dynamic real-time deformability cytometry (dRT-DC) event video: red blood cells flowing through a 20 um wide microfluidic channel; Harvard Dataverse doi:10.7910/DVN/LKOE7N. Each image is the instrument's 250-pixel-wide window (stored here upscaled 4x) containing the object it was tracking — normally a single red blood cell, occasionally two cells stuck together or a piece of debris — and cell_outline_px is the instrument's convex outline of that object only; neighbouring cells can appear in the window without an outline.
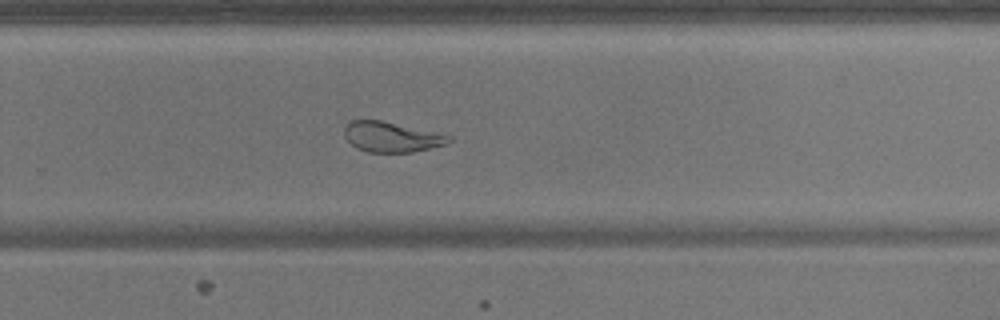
{"species": "common noctule bat (a hibernating species)", "species_latin": "Nyctalus noctula", "temperature_condition": "warm", "stored_images_in_passage": 31, "camera_frame_rate_fps": 3000, "um_per_image_px": 0.085, "animal": {"sex": "male", "body_mass_g": 17.9}, "frame": {"image": 1, "passage_image": 22, "time_ms": 7.0, "image_size_px": [1000, 320], "cell_outline_px": [[452, 140], [448, 144], [412, 152], [368, 152], [356, 148], [344, 136], [344, 128], [352, 120], [380, 120], [452, 136]], "centroid_in_image_um": [33.28, 11.65], "position_along_channel_um": 296.5, "area_um2": 18.21}}